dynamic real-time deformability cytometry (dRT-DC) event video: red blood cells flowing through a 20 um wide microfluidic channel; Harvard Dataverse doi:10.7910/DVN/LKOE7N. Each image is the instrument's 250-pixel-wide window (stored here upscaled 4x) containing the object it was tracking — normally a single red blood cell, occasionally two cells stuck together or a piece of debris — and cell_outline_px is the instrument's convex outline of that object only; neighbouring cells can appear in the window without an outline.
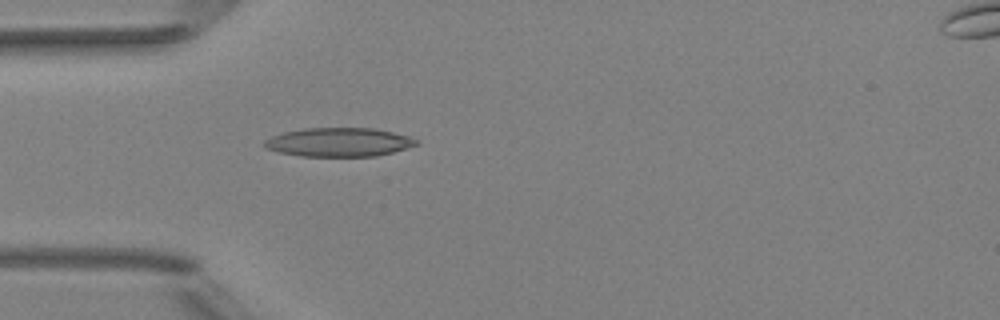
{"species": "Egyptian fruit bat (a non-hibernating species)", "species_latin": "Rousettus aegyptiacus", "temperature_condition": "room temperature", "stored_images_in_passage": 6, "camera_frame_rate_fps": 3000, "um_per_image_px": 0.085, "animal": {"sex": "female"}, "frame": {"image": 1, "passage_image": 5, "time_ms": 1.333, "image_size_px": [1000, 320], "cell_outline_px": [[420, 144], [392, 152], [376, 156], [300, 156], [280, 152], [264, 148], [264, 140], [272, 136], [284, 132], [304, 128], [372, 128], [392, 132], [408, 136], [420, 140]], "centroid_in_image_um": [28.81, 12.08], "position_along_channel_um": 56.2, "area_um2": 25.49}}